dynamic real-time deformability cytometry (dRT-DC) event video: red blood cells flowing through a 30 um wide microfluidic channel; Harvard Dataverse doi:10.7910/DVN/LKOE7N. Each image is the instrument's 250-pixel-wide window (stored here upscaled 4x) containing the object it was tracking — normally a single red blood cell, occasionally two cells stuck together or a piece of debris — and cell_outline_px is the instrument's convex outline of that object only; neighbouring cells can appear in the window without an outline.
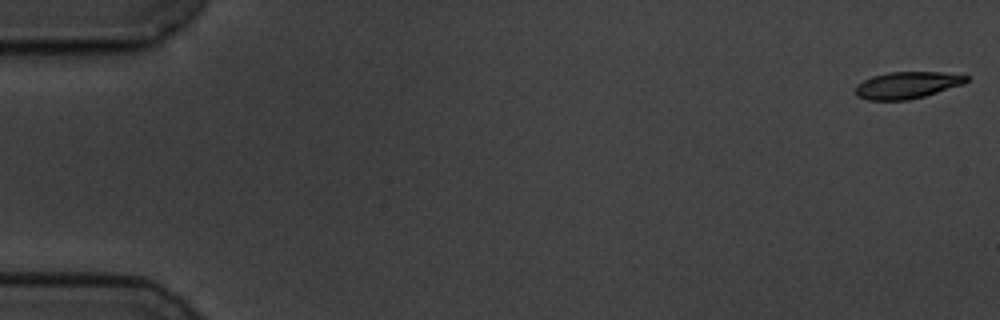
{"species": "common noctule bat (a hibernating species)", "species_latin": "Nyctalus noctula", "temperature_condition": "cold", "stored_images_in_passage": 58, "camera_frame_rate_fps": 3000, "um_per_image_px": 0.085, "animal": {"sex": "male", "body_mass_g": 19.5, "forearm_length_mm": 54.6}, "frame": {"image": 1, "passage_image": 1, "time_ms": 0.0, "image_size_px": [1000, 320], "cell_outline_px": [[968, 80], [964, 84], [924, 96], [908, 100], [868, 100], [856, 96], [856, 84], [872, 76], [888, 72], [940, 72], [968, 76]], "centroid_in_image_um": [77.08, 7.24], "position_along_channel_um": 7.9, "area_um2": 17.28}}
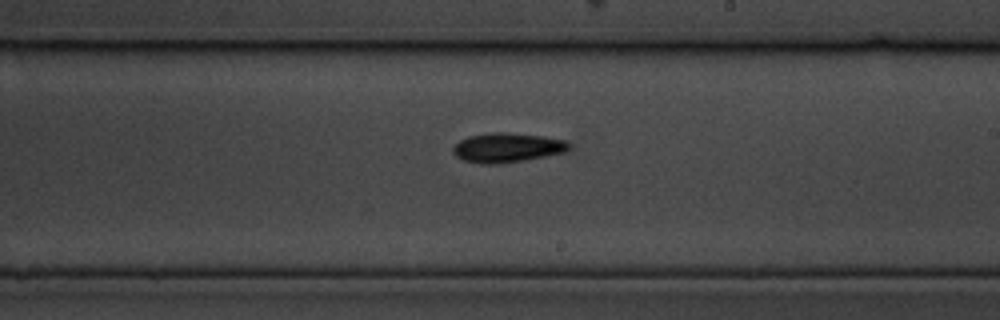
{"frame": {"image": 2, "passage_image": 34, "time_ms": 11.0, "image_size_px": [1000, 320], "cell_outline_px": [[572, 148], [564, 152], [544, 156], [496, 164], [484, 164], [464, 160], [456, 156], [452, 152], [452, 148], [460, 140], [468, 136], [492, 132], [508, 132], [544, 136], [564, 140], [572, 144]], "centroid_in_image_um": [43.12, 12.53], "position_along_channel_um": 245.9, "area_um2": 19.83}}
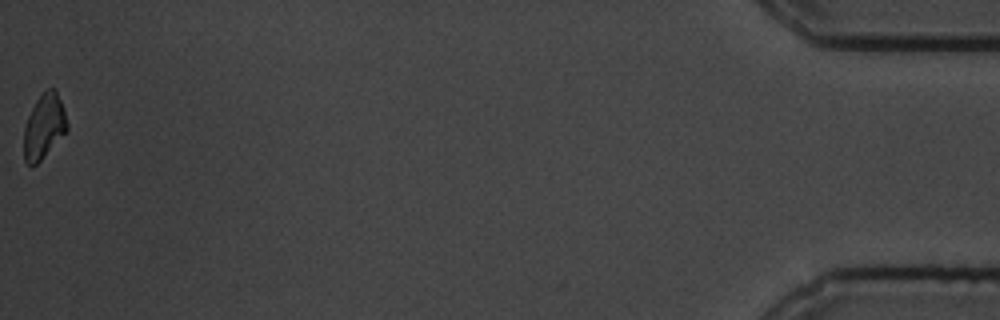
{"frame": {"image": 3, "passage_image": 58, "time_ms": 19.0, "image_size_px": [1000, 320], "cell_outline_px": [[68, 128], [40, 160], [36, 164], [28, 164], [24, 160], [24, 128], [28, 116], [36, 100], [48, 88], [56, 88], [68, 124]], "centroid_in_image_um": [3.73, 10.72], "position_along_channel_um": 431.5, "area_um2": 15.78}, "authors_computed_cell_mechanics": {"area_um2": 18.2648, "velocity_mm_per_s": 3.5008, "shape_relaxation_time_tau1_ms": 3.3991, "shape_relaxation_time_tau2_ms": null, "deformation_change_tau1": 0.1158, "deformation_change_tau2": null}}